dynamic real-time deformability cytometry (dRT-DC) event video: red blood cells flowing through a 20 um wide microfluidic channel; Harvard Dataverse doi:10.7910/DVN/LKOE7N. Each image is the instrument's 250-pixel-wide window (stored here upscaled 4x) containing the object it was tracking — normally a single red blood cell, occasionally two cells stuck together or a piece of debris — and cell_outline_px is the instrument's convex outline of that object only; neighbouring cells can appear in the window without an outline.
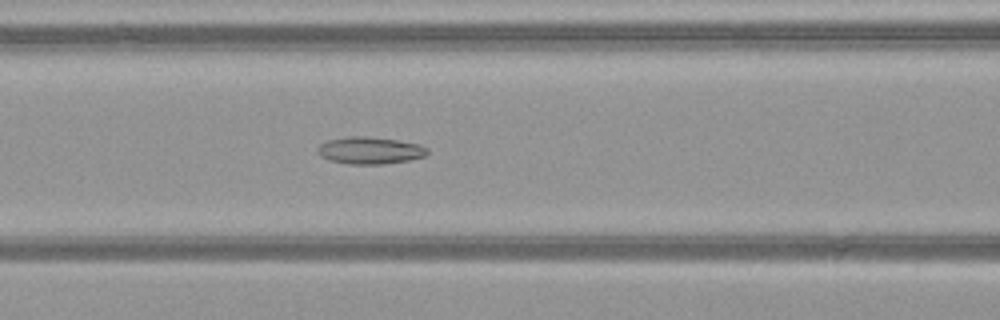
{"species": "common noctule bat (a hibernating species)", "species_latin": "Nyctalus noctula", "temperature_condition": "warm", "stored_images_in_passage": 50, "camera_frame_rate_fps": 3000, "um_per_image_px": 0.085, "animal": {"sex": "female", "body_mass_g": 21.9}, "frame": {"image": 1, "passage_image": 21, "time_ms": 6.667, "image_size_px": [1000, 320], "cell_outline_px": [[428, 152], [424, 156], [408, 160], [384, 164], [348, 164], [328, 160], [320, 156], [316, 148], [320, 144], [328, 140], [348, 136], [368, 136], [396, 140], [420, 144], [428, 148]], "centroid_in_image_um": [31.42, 12.78], "position_along_channel_um": 135.2, "area_um2": 17.4}}
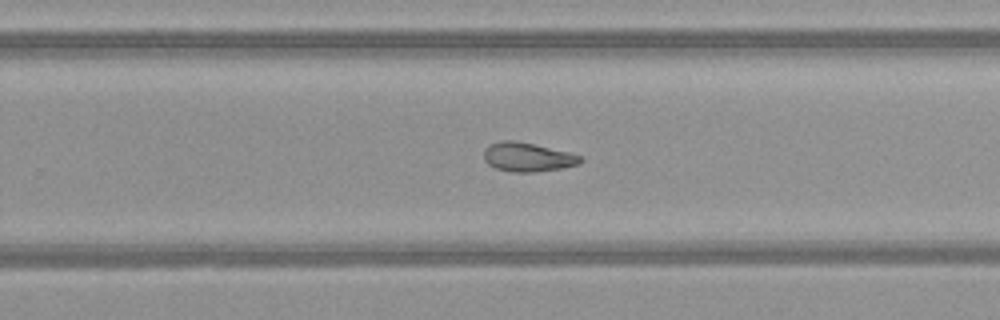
{"frame": {"image": 2, "passage_image": 32, "time_ms": 10.333, "image_size_px": [1000, 320], "cell_outline_px": [[584, 160], [580, 164], [560, 168], [532, 172], [512, 172], [496, 168], [488, 164], [484, 160], [484, 148], [488, 144], [500, 140], [516, 140], [568, 152], [584, 156]], "centroid_in_image_um": [44.84, 13.34], "position_along_channel_um": 285.0, "area_um2": 16.47}}
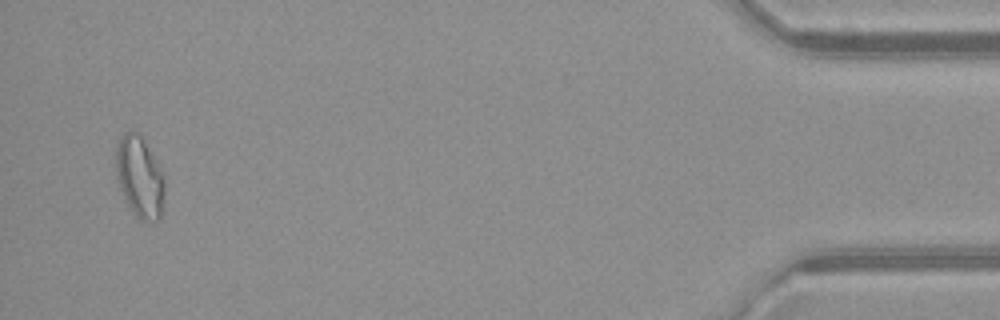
{"frame": {"image": 3, "passage_image": 48, "time_ms": 15.667, "image_size_px": [1000, 320], "cell_outline_px": [[164, 192], [160, 220], [140, 220], [136, 216], [128, 204], [120, 188], [116, 176], [116, 144], [124, 132], [140, 132], [164, 176]], "centroid_in_image_um": [11.86, 15.02], "position_along_channel_um": 423.3, "area_um2": 22.83}, "authors_computed_cell_mechanics": {"area_um2": 18.8428, "velocity_mm_per_s": 4.0927, "shape_relaxation_time_tau1_ms": null, "shape_relaxation_time_tau2_ms": 5.5203, "deformation_change_tau1": null, "deformation_change_tau2": 0.1351}}